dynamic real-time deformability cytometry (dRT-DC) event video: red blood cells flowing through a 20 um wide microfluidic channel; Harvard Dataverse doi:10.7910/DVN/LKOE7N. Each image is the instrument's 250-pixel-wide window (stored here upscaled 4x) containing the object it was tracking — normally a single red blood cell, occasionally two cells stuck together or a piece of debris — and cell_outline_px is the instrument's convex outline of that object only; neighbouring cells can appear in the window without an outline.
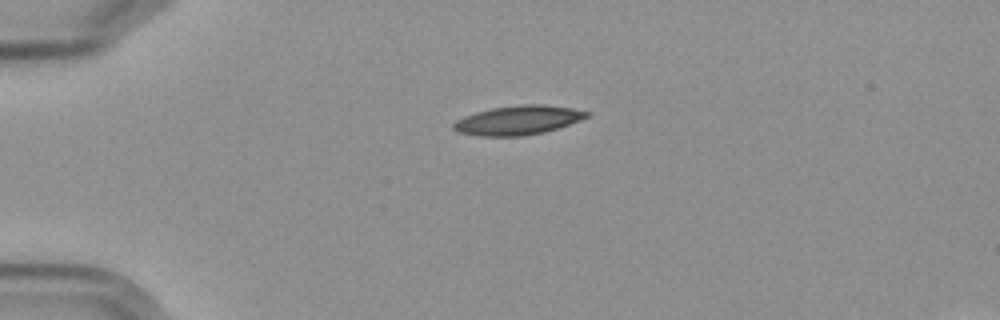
{"species": "Egyptian fruit bat (a non-hibernating species)", "species_latin": "Rousettus aegyptiacus", "temperature_condition": "cold", "stored_images_in_passage": 2, "camera_frame_rate_fps": 3000, "um_per_image_px": 0.085, "frame": {"image": 1, "passage_image": 1, "time_ms": 0.0, "image_size_px": [1000, 320], "cell_outline_px": [[588, 116], [580, 120], [544, 132], [524, 136], [480, 136], [460, 132], [452, 128], [452, 124], [456, 120], [464, 116], [476, 112], [492, 108], [520, 104], [544, 104], [572, 108], [588, 112]], "centroid_in_image_um": [44.0, 10.21], "position_along_channel_um": 41.0, "area_um2": 22.48}}